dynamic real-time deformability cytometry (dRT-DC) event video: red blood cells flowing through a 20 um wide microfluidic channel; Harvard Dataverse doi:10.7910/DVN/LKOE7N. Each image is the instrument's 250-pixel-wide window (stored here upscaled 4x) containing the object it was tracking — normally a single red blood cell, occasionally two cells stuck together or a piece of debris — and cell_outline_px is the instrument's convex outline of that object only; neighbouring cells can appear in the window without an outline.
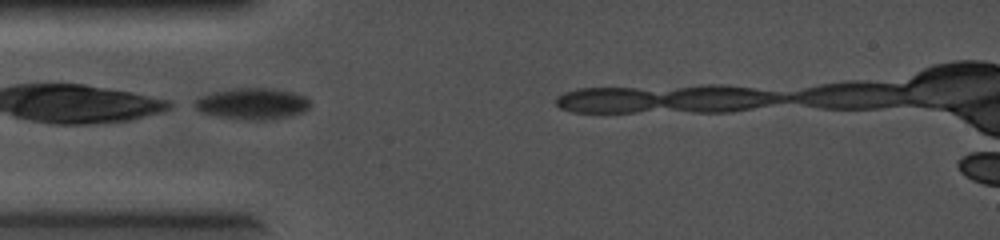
{"species": "common noctule bat (a hibernating species)", "species_latin": "Nyctalus noctula", "temperature_condition": "cold", "stored_images_in_passage": 3, "camera_frame_rate_fps": 5000, "um_per_image_px": 0.085, "animal": {"sex": "female", "body_mass_g": 19.0, "forearm_length_mm": 56.7}, "frame": {"image": 1, "passage_image": 1, "time_ms": 0.0, "image_size_px": [1000, 240], "cell_outline_px": [[308, 108], [304, 112], [288, 116], [264, 120], [248, 120], [220, 116], [200, 112], [188, 104], [200, 96], [212, 92], [232, 88], [272, 88], [292, 92], [304, 96], [308, 100]], "centroid_in_image_um": [21.36, 8.8], "position_along_channel_um": 63.6, "area_um2": 21.15}}